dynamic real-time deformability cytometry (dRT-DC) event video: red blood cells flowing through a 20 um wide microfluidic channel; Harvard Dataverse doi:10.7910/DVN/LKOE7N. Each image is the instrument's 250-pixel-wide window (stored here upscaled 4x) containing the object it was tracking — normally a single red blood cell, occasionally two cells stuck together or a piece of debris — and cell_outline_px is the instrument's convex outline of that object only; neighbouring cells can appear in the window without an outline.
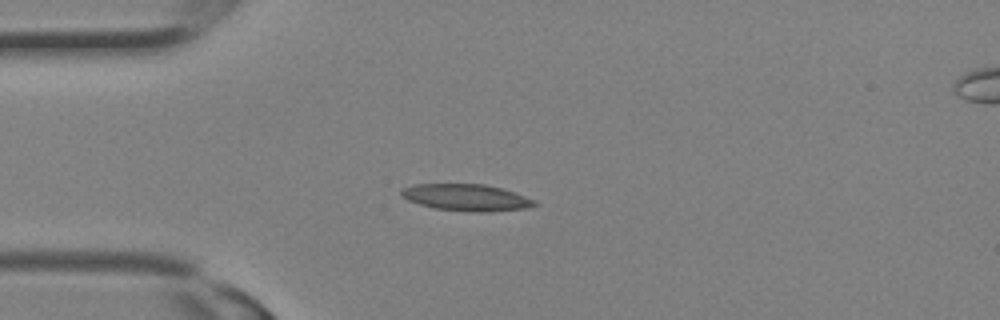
{"species": "Egyptian fruit bat (a non-hibernating species)", "species_latin": "Rousettus aegyptiacus", "temperature_condition": "room temperature", "stored_images_in_passage": 12, "camera_frame_rate_fps": 3000, "um_per_image_px": 0.085, "animal": {"sex": "female"}, "frame": {"image": 1, "passage_image": 1, "time_ms": 0.0, "image_size_px": [1000, 320], "cell_outline_px": [[540, 204], [524, 208], [492, 212], [472, 212], [432, 208], [408, 200], [400, 196], [400, 192], [404, 188], [416, 184], [484, 184], [500, 188], [536, 200]], "centroid_in_image_um": [39.64, 16.8], "position_along_channel_um": 45.4, "area_um2": 20.69}}
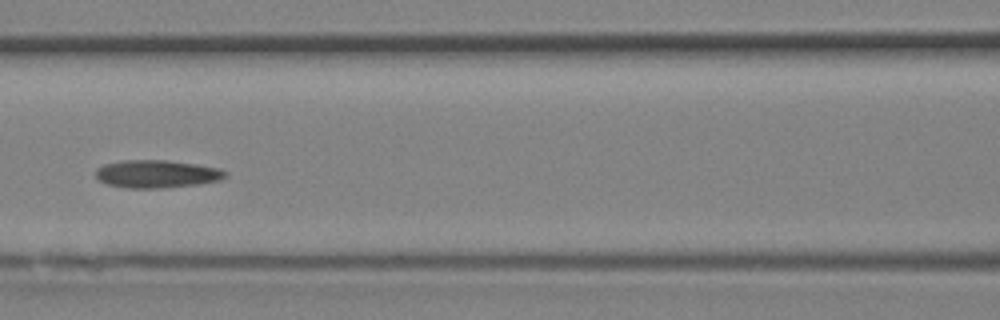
{"frame": {"image": 2, "passage_image": 7, "time_ms": 2.0, "image_size_px": [1000, 320], "cell_outline_px": [[228, 172], [220, 180], [200, 184], [160, 188], [128, 188], [108, 184], [100, 180], [96, 176], [96, 168], [104, 164], [124, 160], [168, 160], [196, 164], [220, 168]], "centroid_in_image_um": [13.34, 14.78], "position_along_channel_um": 153.3, "area_um2": 20.98}}
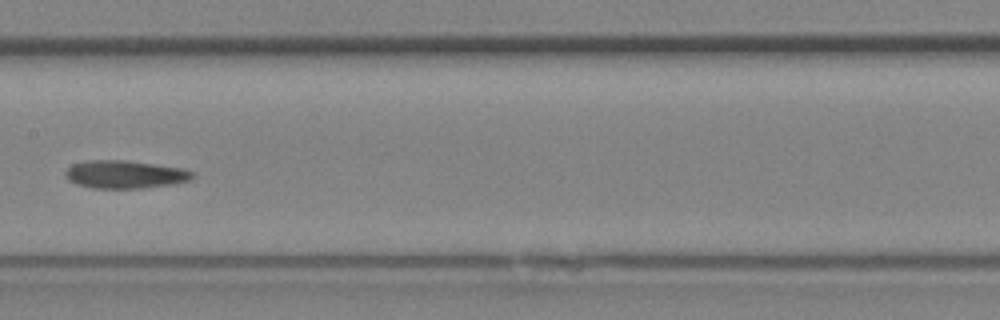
{"frame": {"image": 3, "passage_image": 9, "time_ms": 2.667, "image_size_px": [1000, 320], "cell_outline_px": [[196, 176], [188, 180], [176, 184], [140, 188], [92, 188], [76, 184], [68, 180], [64, 176], [64, 172], [72, 164], [88, 160], [124, 160], [184, 168], [196, 172]], "centroid_in_image_um": [10.64, 14.82], "position_along_channel_um": 196.8, "area_um2": 20.92}}